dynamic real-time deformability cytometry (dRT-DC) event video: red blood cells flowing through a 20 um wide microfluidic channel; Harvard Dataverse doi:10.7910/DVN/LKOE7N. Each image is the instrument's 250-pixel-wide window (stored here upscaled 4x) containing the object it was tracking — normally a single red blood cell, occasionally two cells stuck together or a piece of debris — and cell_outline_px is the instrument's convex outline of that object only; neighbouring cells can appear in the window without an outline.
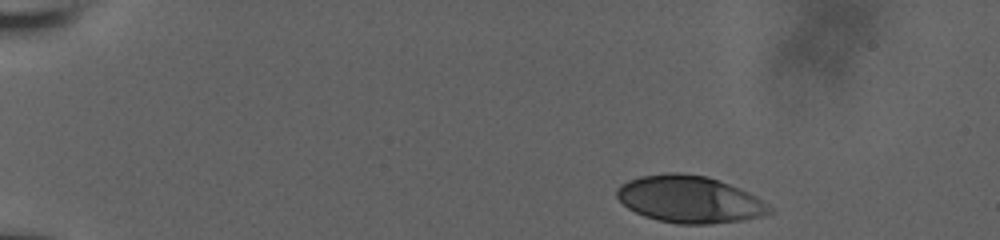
{"species": "human", "species_latin": "Homo sapiens", "temperature_condition": "room temperature", "stored_images_in_passage": 41, "camera_frame_rate_fps": 3000, "um_per_image_px": 0.085, "donor": {"sex": "male"}, "frame": {"image": 1, "passage_image": 1, "time_ms": 0.0, "image_size_px": [1000, 240], "cell_outline_px": [[776, 212], [744, 220], [708, 224], [676, 224], [656, 220], [644, 216], [628, 208], [616, 196], [616, 188], [620, 184], [628, 180], [640, 176], [668, 172], [680, 172], [708, 176], [748, 192], [756, 196], [772, 208]], "centroid_in_image_um": [58.6, 16.94], "position_along_channel_um": 26.4, "area_um2": 42.02}}
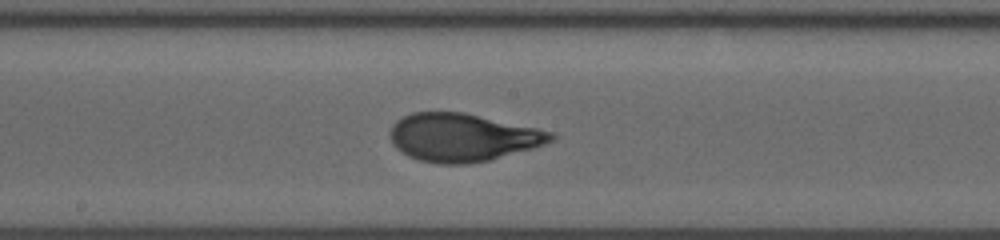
{"frame": {"image": 2, "passage_image": 24, "time_ms": 7.667, "image_size_px": [1000, 240], "cell_outline_px": [[556, 136], [552, 140], [544, 144], [532, 148], [488, 160], [468, 164], [440, 164], [420, 160], [408, 156], [396, 148], [392, 144], [388, 132], [392, 124], [396, 120], [412, 112], [464, 112], [536, 128], [552, 132]], "centroid_in_image_um": [39.26, 11.67], "position_along_channel_um": 208.9, "area_um2": 44.85}}
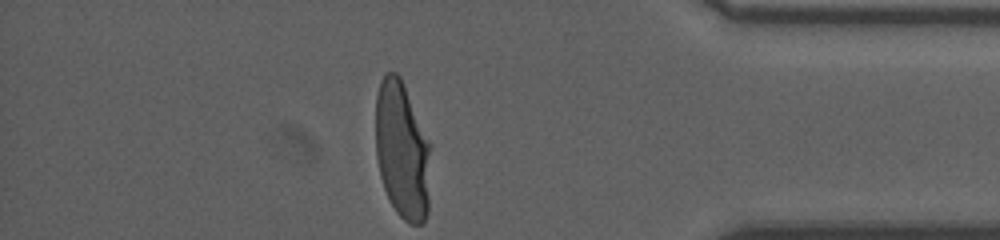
{"frame": {"image": 3, "passage_image": 41, "time_ms": 13.333, "image_size_px": [1000, 240], "cell_outline_px": [[432, 148], [428, 212], [424, 220], [420, 224], [408, 224], [396, 212], [384, 188], [380, 176], [376, 156], [376, 96], [380, 80], [384, 72], [396, 72], [400, 76], [432, 144]], "centroid_in_image_um": [34.21, 12.77], "position_along_channel_um": 401.0, "area_um2": 45.03}, "authors_computed_cell_mechanics": {"area_um2": 44.2748, "velocity_mm_per_s": 3.834, "shape_relaxation_time_tau1_ms": 4.3539, "shape_relaxation_time_tau2_ms": null, "deformation_change_tau1": 0.2149, "deformation_change_tau2": null}}